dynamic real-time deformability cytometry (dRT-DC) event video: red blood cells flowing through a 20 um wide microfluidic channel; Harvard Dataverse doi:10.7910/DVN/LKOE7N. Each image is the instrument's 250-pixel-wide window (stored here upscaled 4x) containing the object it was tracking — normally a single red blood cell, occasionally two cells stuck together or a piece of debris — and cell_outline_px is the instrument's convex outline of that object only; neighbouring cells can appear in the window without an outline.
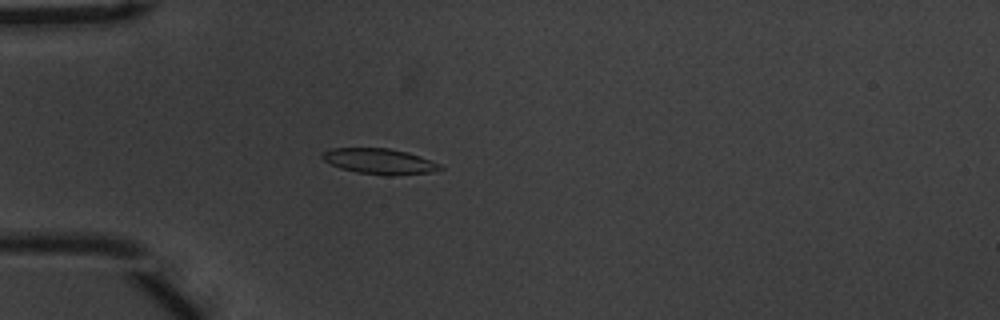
{"species": "common noctule bat (a hibernating species)", "species_latin": "Nyctalus noctula", "temperature_condition": "warm", "stored_images_in_passage": 50, "camera_frame_rate_fps": 3000, "um_per_image_px": 0.085, "animal": {"sex": "male", "body_mass_g": 20.1, "forearm_length_mm": 53.5}, "frame": {"image": 1, "passage_image": 11, "time_ms": 3.333, "image_size_px": [1000, 320], "cell_outline_px": [[444, 168], [432, 172], [392, 176], [388, 176], [356, 172], [340, 168], [324, 160], [320, 156], [320, 152], [332, 148], [388, 148], [408, 152], [420, 156], [440, 164]], "centroid_in_image_um": [32.25, 13.71], "position_along_channel_um": 52.8, "area_um2": 17.69}}
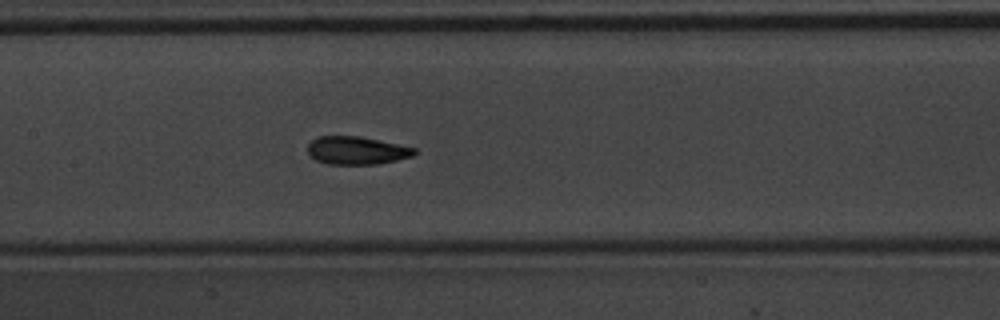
{"frame": {"image": 2, "passage_image": 22, "time_ms": 7.0, "image_size_px": [1000, 320], "cell_outline_px": [[416, 152], [412, 156], [380, 164], [328, 164], [316, 160], [308, 152], [308, 144], [316, 136], [360, 136], [416, 148]], "centroid_in_image_um": [30.31, 12.79], "position_along_channel_um": 177.1, "area_um2": 17.34}}
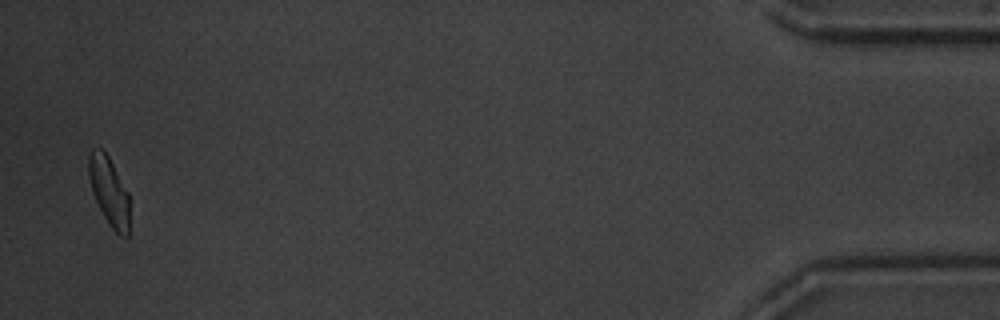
{"frame": {"image": 3, "passage_image": 49, "time_ms": 16.0, "image_size_px": [1000, 320], "cell_outline_px": [[128, 236], [120, 236], [108, 224], [92, 192], [88, 176], [88, 156], [92, 148], [100, 148], [108, 156], [128, 192]], "centroid_in_image_um": [9.25, 16.23], "position_along_channel_um": 426.0, "area_um2": 16.07}, "authors_computed_cell_mechanics": {"area_um2": 17.3689, "velocity_mm_per_s": 3.6718, "shape_relaxation_time_tau1_ms": 2.9812, "shape_relaxation_time_tau2_ms": 1.6779, "deformation_change_tau1": 0.1322, "deformation_change_tau2": 0.0736}}